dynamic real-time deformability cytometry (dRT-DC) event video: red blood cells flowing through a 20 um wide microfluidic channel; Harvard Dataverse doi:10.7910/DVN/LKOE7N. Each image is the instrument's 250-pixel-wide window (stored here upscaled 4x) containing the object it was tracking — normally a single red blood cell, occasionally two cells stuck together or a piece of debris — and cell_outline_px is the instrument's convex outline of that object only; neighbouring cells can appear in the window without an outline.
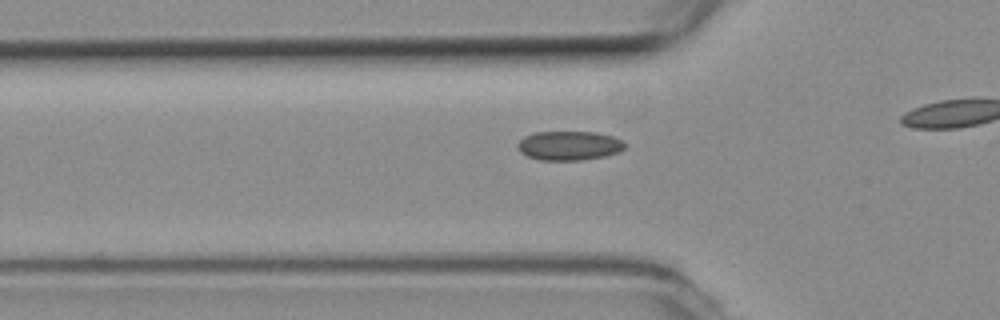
{"species": "common noctule bat (a hibernating species)", "species_latin": "Nyctalus noctula", "temperature_condition": "room temperature", "stored_images_in_passage": 37, "camera_frame_rate_fps": 3000, "um_per_image_px": 0.085, "animal": {"sex": "female", "body_mass_g": 19.3, "forearm_length_mm": 54.1}, "frame": {"image": 1, "passage_image": 12, "time_ms": 3.667, "image_size_px": [1000, 320], "cell_outline_px": [[628, 144], [620, 152], [604, 156], [580, 160], [540, 160], [528, 156], [520, 152], [516, 148], [516, 144], [524, 136], [536, 132], [596, 132], [612, 136], [624, 140]], "centroid_in_image_um": [48.39, 12.37], "position_along_channel_um": 77.4, "area_um2": 18.44}}
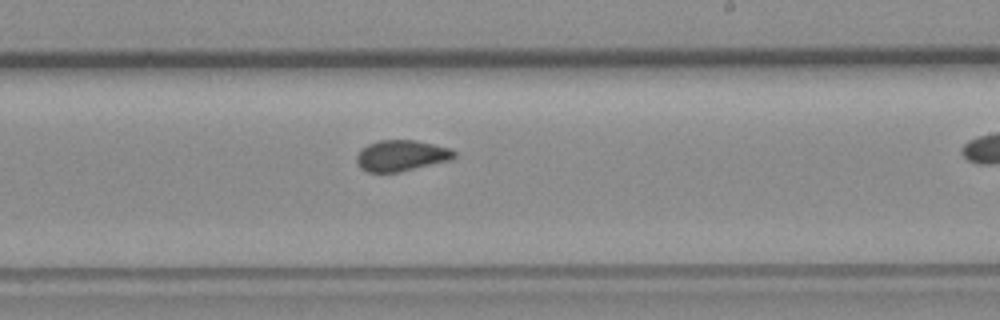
{"frame": {"image": 2, "passage_image": 26, "time_ms": 8.333, "image_size_px": [1000, 320], "cell_outline_px": [[456, 156], [452, 160], [400, 172], [368, 172], [360, 168], [356, 160], [356, 156], [368, 144], [376, 140], [416, 140], [448, 148], [456, 152]], "centroid_in_image_um": [34.12, 13.23], "position_along_channel_um": 254.9, "area_um2": 17.63}}
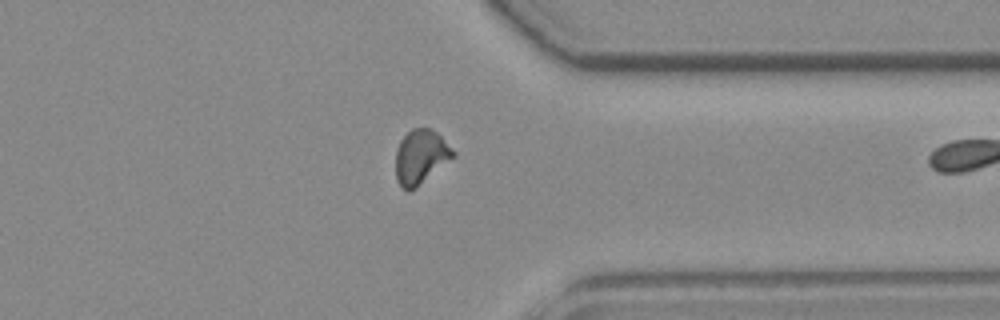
{"frame": {"image": 3, "passage_image": 36, "time_ms": 11.667, "image_size_px": [1000, 320], "cell_outline_px": [[456, 156], [416, 188], [408, 192], [396, 180], [396, 152], [400, 140], [412, 128], [432, 128], [456, 152]], "centroid_in_image_um": [35.77, 13.34], "position_along_channel_um": 375.6, "area_um2": 18.21}}